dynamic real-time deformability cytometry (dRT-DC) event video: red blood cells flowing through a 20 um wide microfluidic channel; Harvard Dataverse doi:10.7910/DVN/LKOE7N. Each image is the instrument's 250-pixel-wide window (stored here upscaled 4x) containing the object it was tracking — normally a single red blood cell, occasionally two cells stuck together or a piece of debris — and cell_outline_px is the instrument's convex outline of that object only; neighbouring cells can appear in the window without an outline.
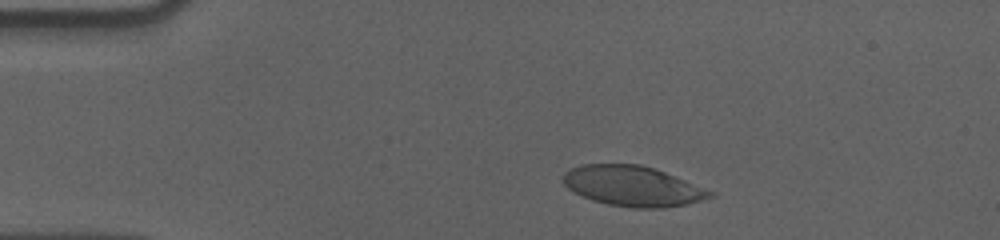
{"species": "human", "species_latin": "Homo sapiens", "temperature_condition": "cold", "stored_images_in_passage": 43, "camera_frame_rate_fps": 3000, "um_per_image_px": 0.085, "donor": {"sex": "male"}, "frame": {"image": 1, "passage_image": 6, "time_ms": 1.667, "image_size_px": [1000, 240], "cell_outline_px": [[716, 196], [688, 204], [664, 208], [632, 208], [608, 204], [592, 200], [572, 192], [560, 180], [560, 176], [564, 172], [580, 164], [640, 164], [664, 172], [716, 192]], "centroid_in_image_um": [53.76, 15.82], "position_along_channel_um": 31.2, "area_um2": 34.74}}
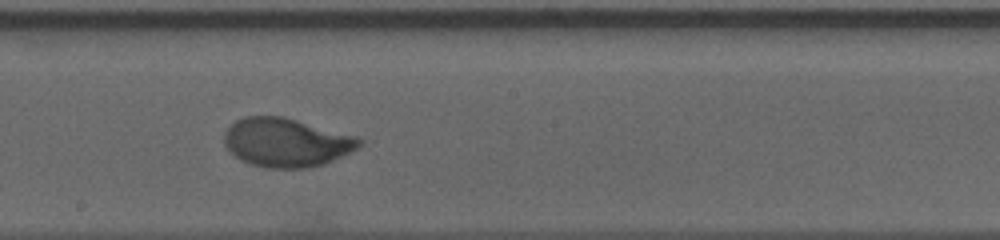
{"frame": {"image": 2, "passage_image": 27, "time_ms": 8.667, "image_size_px": [1000, 240], "cell_outline_px": [[364, 144], [360, 148], [324, 164], [308, 168], [268, 168], [252, 164], [240, 160], [224, 144], [224, 132], [236, 120], [244, 116], [284, 116], [356, 136], [364, 140]], "centroid_in_image_um": [24.37, 12.1], "position_along_channel_um": 223.8, "area_um2": 38.55}}
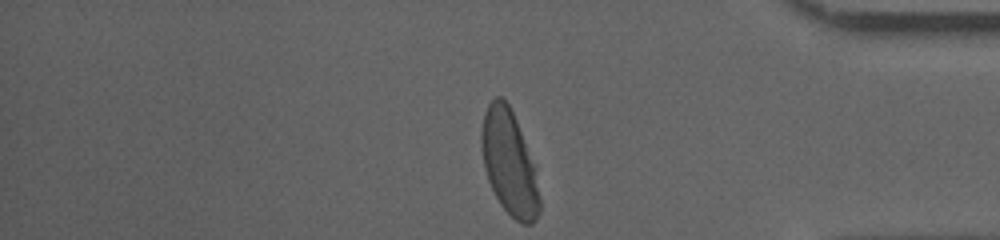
{"frame": {"image": 3, "passage_image": 43, "time_ms": 14.0, "image_size_px": [1000, 240], "cell_outline_px": [[540, 212], [536, 220], [532, 224], [520, 224], [500, 204], [488, 180], [484, 168], [480, 144], [480, 132], [484, 112], [488, 104], [496, 96], [504, 96], [516, 120], [536, 164], [540, 200]], "centroid_in_image_um": [43.3, 13.83], "position_along_channel_um": 391.9, "area_um2": 36.07}, "authors_computed_cell_mechanics": {"area_um2": 37.5122, "velocity_mm_per_s": 3.5482, "shape_relaxation_time_tau1_ms": 3.3435, "shape_relaxation_time_tau2_ms": null, "deformation_change_tau1": 0.1654, "deformation_change_tau2": null}}